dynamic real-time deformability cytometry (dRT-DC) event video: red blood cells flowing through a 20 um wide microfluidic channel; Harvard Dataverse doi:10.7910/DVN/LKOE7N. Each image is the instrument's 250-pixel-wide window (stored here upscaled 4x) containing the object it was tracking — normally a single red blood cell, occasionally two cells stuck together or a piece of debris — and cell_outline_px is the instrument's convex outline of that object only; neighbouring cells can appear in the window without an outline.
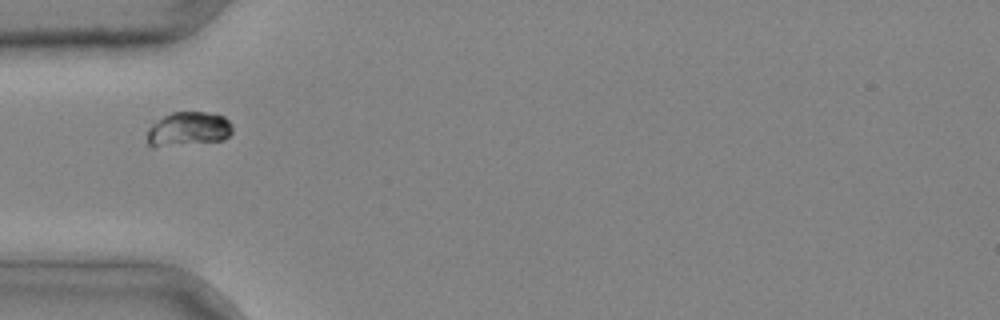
{"species": "common noctule bat (a hibernating species)", "species_latin": "Nyctalus noctula", "temperature_condition": "cold", "stored_images_in_passage": 3, "camera_frame_rate_fps": 3000, "um_per_image_px": 0.085, "animal": {"sex": "male", "body_mass_g": 20.4}, "frame": {"image": 1, "passage_image": 2, "time_ms": 0.333, "image_size_px": [1000, 320], "cell_outline_px": [[232, 132], [224, 140], [156, 144], [148, 144], [148, 128], [152, 124], [164, 116], [172, 112], [216, 112], [224, 116], [232, 124]], "centroid_in_image_um": [16.1, 10.88], "position_along_channel_um": 68.9, "area_um2": 16.18}}